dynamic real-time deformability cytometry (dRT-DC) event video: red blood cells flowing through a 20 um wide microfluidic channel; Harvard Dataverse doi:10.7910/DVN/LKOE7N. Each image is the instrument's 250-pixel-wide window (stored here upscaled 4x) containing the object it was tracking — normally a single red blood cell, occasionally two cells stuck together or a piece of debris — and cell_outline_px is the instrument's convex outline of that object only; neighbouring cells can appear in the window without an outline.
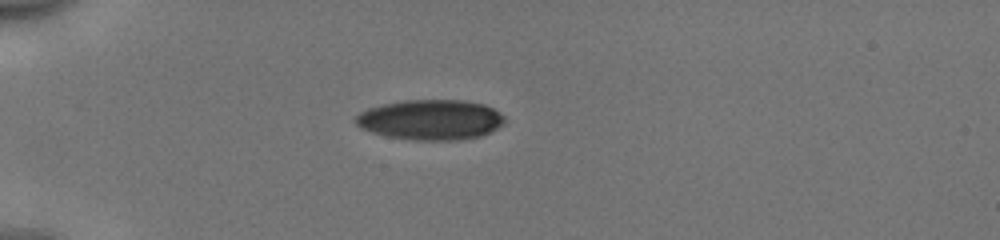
{"species": "human", "species_latin": "Homo sapiens", "temperature_condition": "cold", "stored_images_in_passage": 38, "camera_frame_rate_fps": 3000, "um_per_image_px": 0.085, "donor": {"sex": "male"}, "frame": {"image": 1, "passage_image": 1, "time_ms": 0.0, "image_size_px": [1000, 240], "cell_outline_px": [[504, 124], [480, 136], [460, 140], [412, 140], [388, 136], [372, 132], [360, 128], [356, 124], [356, 116], [360, 112], [368, 108], [384, 104], [404, 100], [464, 100], [484, 104], [500, 112], [504, 116]], "centroid_in_image_um": [36.61, 10.17], "position_along_channel_um": 48.4, "area_um2": 34.85}}
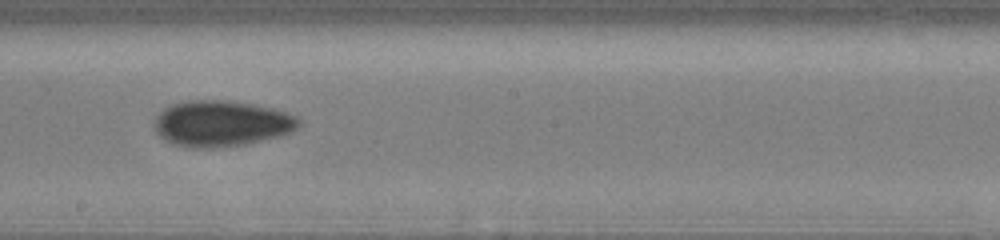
{"frame": {"image": 2, "passage_image": 17, "time_ms": 5.333, "image_size_px": [1000, 240], "cell_outline_px": [[300, 124], [292, 132], [280, 136], [244, 144], [216, 148], [192, 148], [172, 144], [164, 140], [156, 132], [152, 124], [156, 116], [164, 108], [172, 104], [188, 100], [228, 100], [256, 104], [288, 112], [296, 116], [300, 120]], "centroid_in_image_um": [18.8, 10.49], "position_along_channel_um": 229.4, "area_um2": 39.13}}
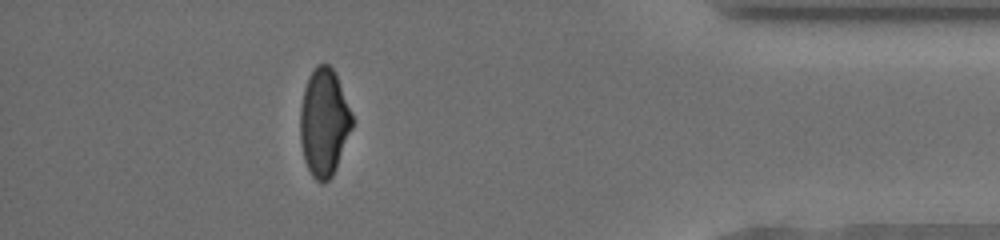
{"frame": {"image": 3, "passage_image": 33, "time_ms": 10.667, "image_size_px": [1000, 240], "cell_outline_px": [[356, 120], [336, 168], [332, 176], [328, 180], [320, 184], [312, 176], [304, 160], [300, 140], [300, 108], [304, 88], [308, 76], [316, 64], [328, 64], [332, 68], [336, 76]], "centroid_in_image_um": [27.55, 10.41], "position_along_channel_um": 407.6, "area_um2": 32.95}, "authors_computed_cell_mechanics": {"area_um2": 36.2117, "velocity_mm_per_s": 3.9912, "shape_relaxation_time_tau1_ms": 4.1191, "shape_relaxation_time_tau2_ms": 4.2354, "deformation_change_tau1": 0.1437, "deformation_change_tau2": 0.0987}}